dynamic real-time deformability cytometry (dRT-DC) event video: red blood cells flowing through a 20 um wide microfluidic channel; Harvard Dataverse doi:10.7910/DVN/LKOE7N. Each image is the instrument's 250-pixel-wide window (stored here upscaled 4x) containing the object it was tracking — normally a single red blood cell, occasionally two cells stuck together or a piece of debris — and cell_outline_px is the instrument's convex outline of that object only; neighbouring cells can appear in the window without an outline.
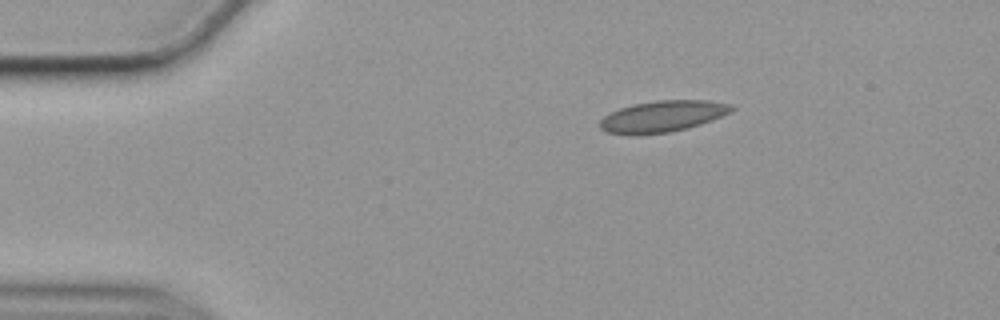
{"species": "common noctule bat (a hibernating species)", "species_latin": "Nyctalus noctula", "temperature_condition": "cold", "stored_images_in_passage": 48, "camera_frame_rate_fps": 3000, "um_per_image_px": 0.085, "animal": {"sex": "female", "body_mass_g": 19.9}, "frame": {"image": 1, "passage_image": 1, "time_ms": 0.0, "image_size_px": [1000, 320], "cell_outline_px": [[736, 108], [732, 112], [712, 120], [688, 128], [668, 132], [636, 136], [632, 136], [604, 132], [600, 128], [600, 120], [608, 112], [632, 104], [656, 100], [708, 100], [732, 104]], "centroid_in_image_um": [56.29, 9.9], "position_along_channel_um": 28.7, "area_um2": 24.57}}
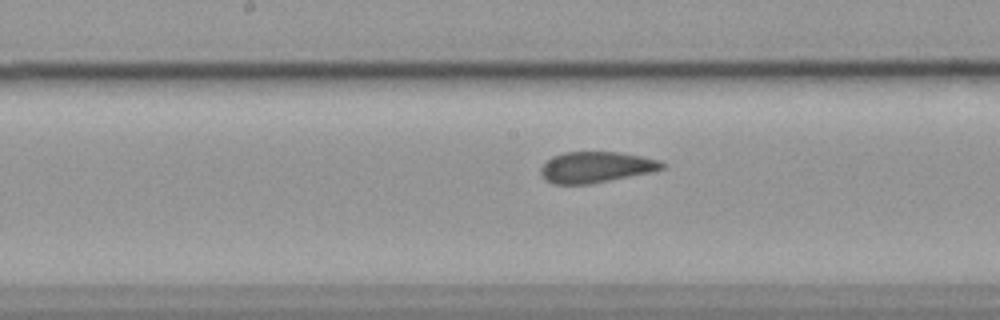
{"frame": {"image": 2, "passage_image": 20, "time_ms": 6.333, "image_size_px": [1000, 320], "cell_outline_px": [[668, 168], [656, 172], [592, 184], [552, 184], [544, 180], [540, 176], [540, 168], [544, 160], [552, 156], [564, 152], [616, 152], [640, 156], [660, 160]], "centroid_in_image_um": [50.66, 14.22], "position_along_channel_um": 197.5, "area_um2": 22.54}}
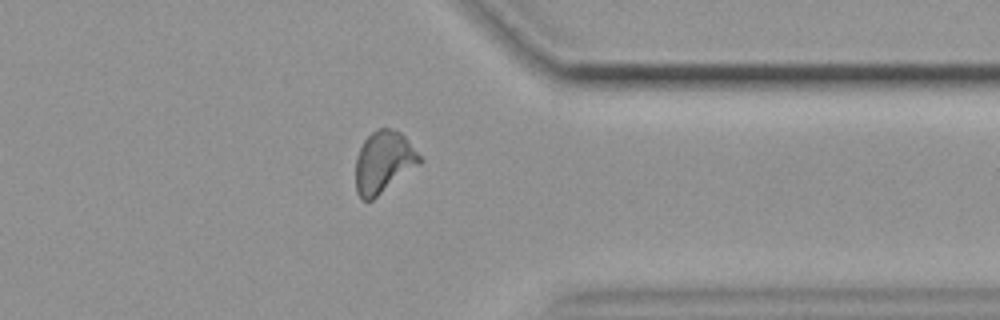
{"frame": {"image": 3, "passage_image": 36, "time_ms": 11.667, "image_size_px": [1000, 320], "cell_outline_px": [[424, 160], [420, 164], [372, 200], [364, 200], [356, 192], [356, 156], [364, 140], [372, 132], [380, 128], [388, 128], [400, 132], [404, 136]], "centroid_in_image_um": [32.61, 13.77], "position_along_channel_um": 378.8, "area_um2": 22.83}, "authors_computed_cell_mechanics": {"area_um2": 22.7732, "velocity_mm_per_s": 3.5377, "shape_relaxation_time_tau1_ms": null, "shape_relaxation_time_tau2_ms": 2.0693, "deformation_change_tau1": null, "deformation_change_tau2": 0.0475}}